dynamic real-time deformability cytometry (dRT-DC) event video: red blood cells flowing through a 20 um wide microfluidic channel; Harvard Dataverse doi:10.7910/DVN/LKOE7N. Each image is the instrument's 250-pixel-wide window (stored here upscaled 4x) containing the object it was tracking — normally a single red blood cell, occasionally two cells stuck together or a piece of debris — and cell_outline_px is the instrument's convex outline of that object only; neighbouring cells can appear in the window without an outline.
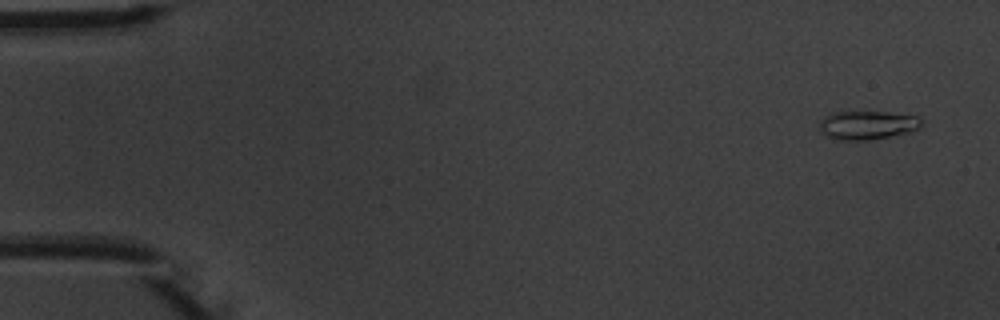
{"species": "common noctule bat (a hibernating species)", "species_latin": "Nyctalus noctula", "temperature_condition": "warm", "stored_images_in_passage": 8, "camera_frame_rate_fps": 3000, "um_per_image_px": 0.085, "animal": {"sex": "male", "body_mass_g": 20.1, "forearm_length_mm": 53.5}, "frame": {"image": 1, "passage_image": 1, "time_ms": 0.0, "image_size_px": [1000, 320], "cell_outline_px": [[920, 128], [912, 132], [872, 140], [836, 140], [824, 136], [820, 128], [820, 120], [824, 116], [832, 112], [888, 112], [916, 116], [920, 120]], "centroid_in_image_um": [73.7, 10.65], "position_along_channel_um": 11.3, "area_um2": 17.22}}
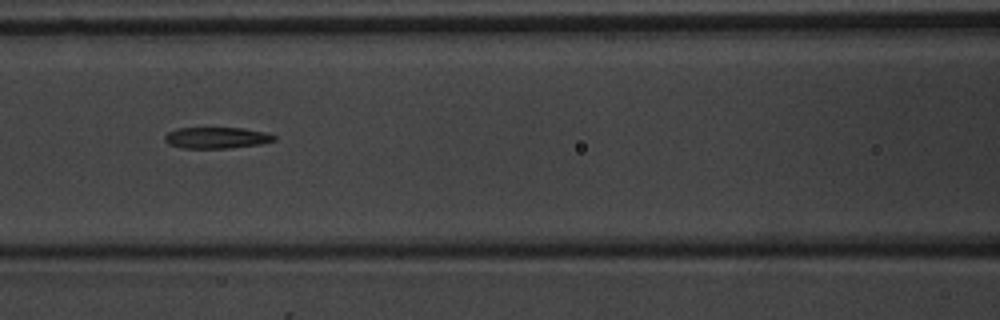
{"frame": {"image": 2, "passage_image": 7, "time_ms": 7.0, "image_size_px": [1000, 320], "cell_outline_px": [[276, 140], [260, 144], [228, 148], [184, 148], [168, 144], [164, 140], [164, 136], [168, 132], [176, 128], [244, 128], [264, 132], [276, 136]], "centroid_in_image_um": [18.39, 11.71], "position_along_channel_um": 148.2, "area_um2": 13.53}}
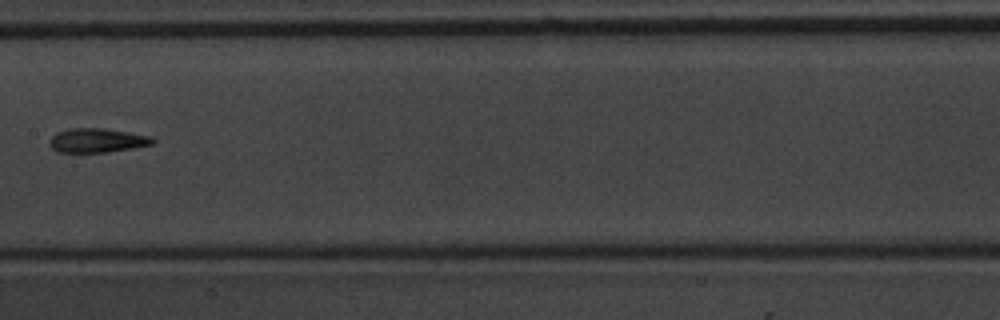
{"frame": {"image": 3, "passage_image": 8, "time_ms": 8.333, "image_size_px": [1000, 320], "cell_outline_px": [[156, 140], [152, 144], [132, 148], [108, 152], [56, 152], [48, 144], [48, 140], [56, 132], [68, 128], [104, 128], [152, 136]], "centroid_in_image_um": [8.22, 11.93], "position_along_channel_um": 199.2, "area_um2": 14.68}}